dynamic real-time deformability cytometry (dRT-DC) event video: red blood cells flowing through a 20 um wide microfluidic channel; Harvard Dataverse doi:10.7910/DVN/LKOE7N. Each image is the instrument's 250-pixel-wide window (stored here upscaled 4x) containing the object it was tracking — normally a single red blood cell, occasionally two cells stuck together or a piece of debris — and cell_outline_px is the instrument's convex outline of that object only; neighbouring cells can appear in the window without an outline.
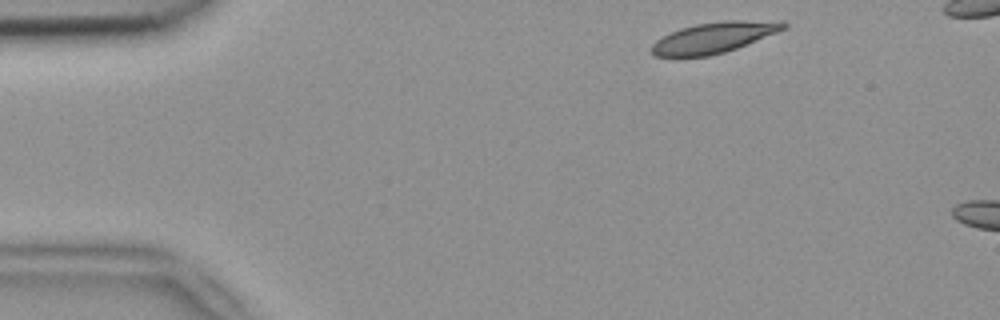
{"species": "common noctule bat (a hibernating species)", "species_latin": "Nyctalus noctula", "temperature_condition": "room temperature", "stored_images_in_passage": 2, "camera_frame_rate_fps": 3000, "um_per_image_px": 0.085, "animal": {"sex": "female", "body_mass_g": 18.4}, "frame": {"image": 1, "passage_image": 1, "time_ms": 0.0, "image_size_px": [1000, 320], "cell_outline_px": [[788, 28], [736, 48], [724, 52], [708, 56], [676, 60], [656, 56], [652, 52], [652, 44], [656, 40], [680, 28], [696, 24], [728, 20], [784, 20], [788, 24]], "centroid_in_image_um": [60.67, 3.22], "position_along_channel_um": 24.3, "area_um2": 24.28}}